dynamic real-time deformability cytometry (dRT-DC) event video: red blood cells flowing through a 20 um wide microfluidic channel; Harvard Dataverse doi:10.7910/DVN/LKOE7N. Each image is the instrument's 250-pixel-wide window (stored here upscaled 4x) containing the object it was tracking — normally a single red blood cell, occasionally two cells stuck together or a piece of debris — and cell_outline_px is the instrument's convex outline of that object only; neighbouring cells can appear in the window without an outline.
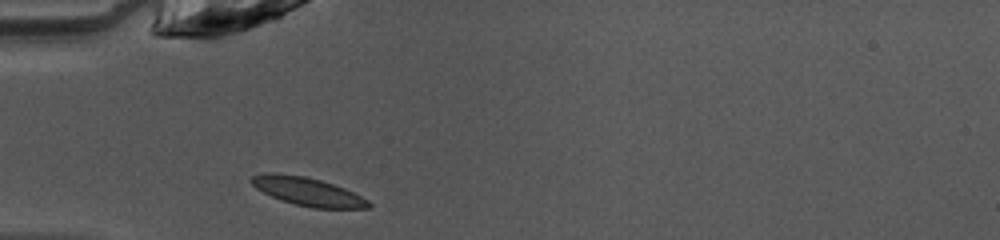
{"species": "common noctule bat (a hibernating species)", "species_latin": "Nyctalus noctula", "temperature_condition": "warm", "stored_images_in_passage": 35, "camera_frame_rate_fps": 3000, "um_per_image_px": 0.085, "animal": {"sex": "female", "body_mass_g": 10.0, "forearm_length_mm": 53.1}, "frame": {"image": 1, "passage_image": 1, "time_ms": 0.0, "image_size_px": [1000, 240], "cell_outline_px": [[372, 204], [368, 208], [312, 208], [280, 200], [256, 188], [248, 180], [252, 176], [260, 172], [276, 172], [304, 176], [320, 180], [344, 188], [368, 200]], "centroid_in_image_um": [26.09, 16.26], "position_along_channel_um": 58.9, "area_um2": 19.31}}
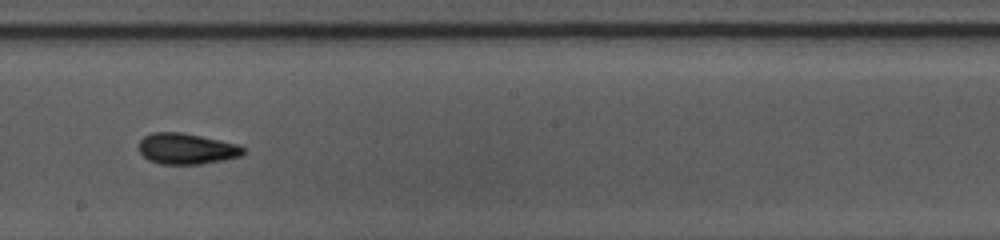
{"frame": {"image": 2, "passage_image": 14, "time_ms": 4.333, "image_size_px": [1000, 240], "cell_outline_px": [[244, 152], [240, 156], [224, 160], [200, 164], [160, 164], [148, 160], [140, 152], [140, 140], [144, 136], [152, 132], [180, 132], [240, 144], [244, 148]], "centroid_in_image_um": [15.86, 12.64], "position_along_channel_um": 232.3, "area_um2": 18.79}}
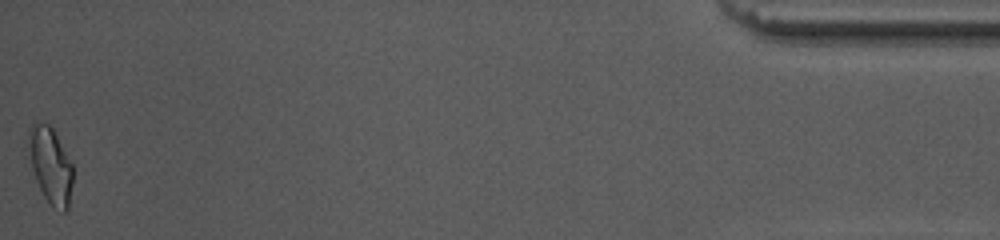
{"frame": {"image": 3, "passage_image": 35, "time_ms": 11.333, "image_size_px": [1000, 240], "cell_outline_px": [[72, 184], [68, 208], [64, 212], [52, 208], [44, 196], [36, 180], [24, 144], [28, 128], [32, 120], [48, 124], [52, 128], [72, 164]], "centroid_in_image_um": [4.22, 14.0], "position_along_channel_um": 431.0, "area_um2": 20.17}, "authors_computed_cell_mechanics": {"area_um2": 18.4382, "velocity_mm_per_s": 4.0923, "shape_relaxation_time_tau1_ms": 3.8509, "shape_relaxation_time_tau2_ms": 2.2514, "deformation_change_tau1": 0.1494, "deformation_change_tau2": 0.0695}}